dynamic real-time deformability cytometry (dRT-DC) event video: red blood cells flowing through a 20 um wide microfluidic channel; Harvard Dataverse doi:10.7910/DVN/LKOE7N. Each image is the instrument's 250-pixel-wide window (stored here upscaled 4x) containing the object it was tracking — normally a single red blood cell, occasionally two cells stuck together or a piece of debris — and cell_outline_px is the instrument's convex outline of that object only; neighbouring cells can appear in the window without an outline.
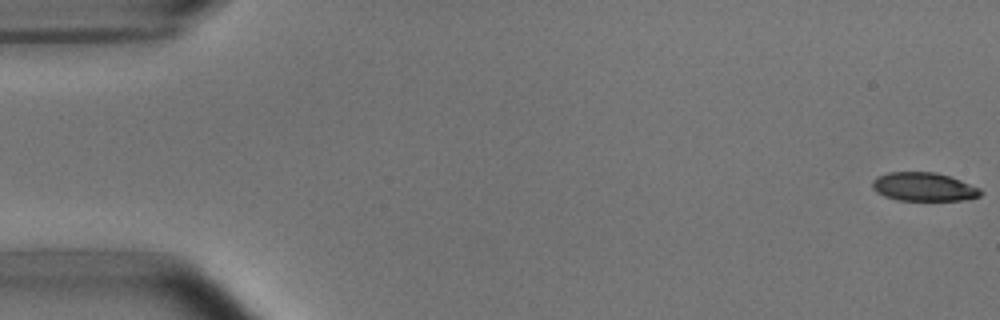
{"species": "common noctule bat (a hibernating species)", "species_latin": "Nyctalus noctula", "temperature_condition": "room temperature", "stored_images_in_passage": 53, "camera_frame_rate_fps": 3000, "um_per_image_px": 0.085, "animal": {"sex": "male", "body_mass_g": 15.6}, "frame": {"image": 1, "passage_image": 1, "time_ms": 0.0, "image_size_px": [1000, 320], "cell_outline_px": [[984, 192], [980, 196], [964, 200], [896, 200], [884, 196], [876, 192], [872, 188], [872, 180], [876, 176], [888, 172], [936, 172], [960, 180], [980, 188]], "centroid_in_image_um": [78.49, 15.88], "position_along_channel_um": 6.5, "area_um2": 18.15}}
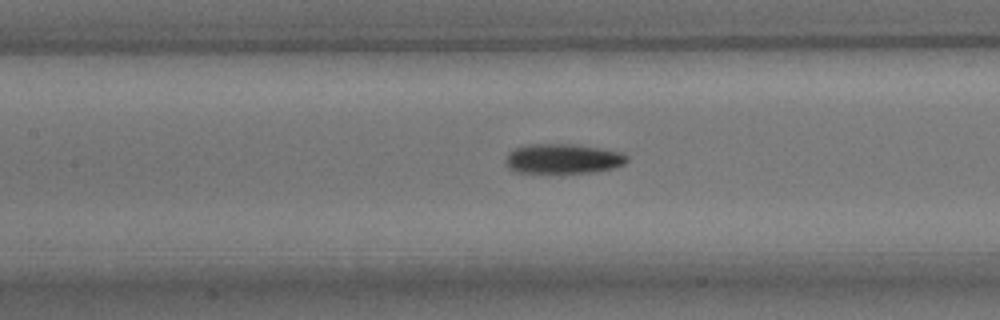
{"frame": {"image": 2, "passage_image": 24, "time_ms": 7.667, "image_size_px": [1000, 320], "cell_outline_px": [[628, 160], [624, 164], [612, 168], [596, 172], [512, 172], [508, 168], [508, 152], [516, 148], [528, 144], [576, 144], [600, 148], [620, 152], [628, 156]], "centroid_in_image_um": [47.88, 13.48], "position_along_channel_um": 159.5, "area_um2": 20.87}}
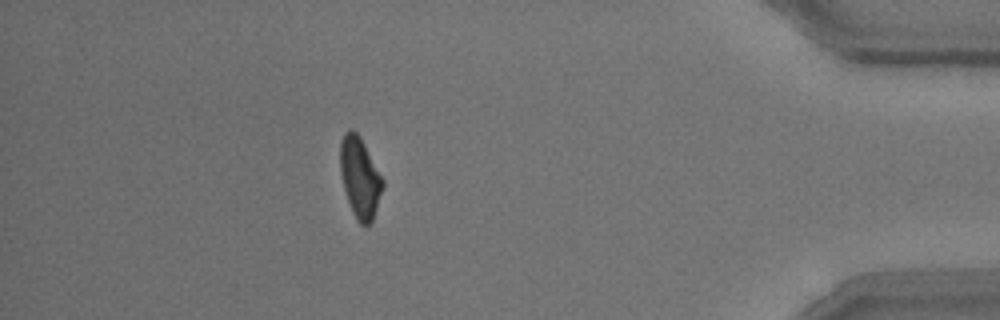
{"frame": {"image": 3, "passage_image": 47, "time_ms": 15.333, "image_size_px": [1000, 320], "cell_outline_px": [[384, 188], [372, 220], [368, 224], [360, 224], [356, 220], [348, 200], [344, 188], [340, 172], [340, 144], [344, 132], [348, 128], [352, 128], [360, 136], [384, 180]], "centroid_in_image_um": [30.59, 15.05], "position_along_channel_um": 404.6, "area_um2": 19.94}, "authors_computed_cell_mechanics": {"area_um2": 20.0566, "velocity_mm_per_s": 3.8121, "shape_relaxation_time_tau1_ms": 3.3396, "shape_relaxation_time_tau2_ms": 3.3405, "deformation_change_tau1": 0.1202, "deformation_change_tau2": 0.0948}}